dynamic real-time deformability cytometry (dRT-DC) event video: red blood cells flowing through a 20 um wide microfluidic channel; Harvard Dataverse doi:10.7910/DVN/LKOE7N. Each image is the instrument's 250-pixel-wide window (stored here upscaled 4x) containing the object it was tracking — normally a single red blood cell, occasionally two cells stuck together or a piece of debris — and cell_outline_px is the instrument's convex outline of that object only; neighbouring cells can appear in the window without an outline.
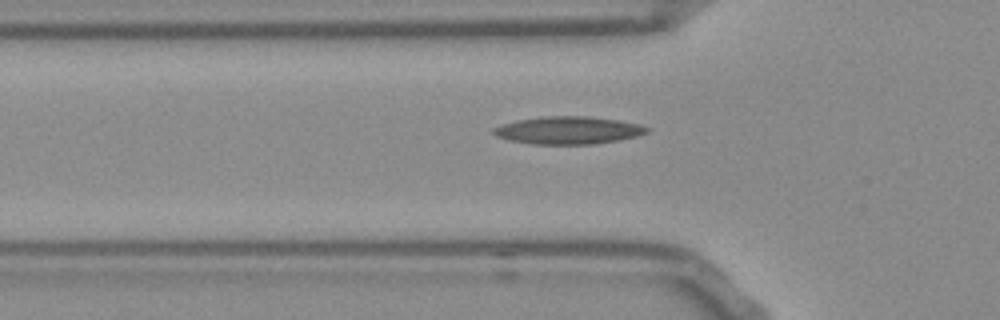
{"species": "Egyptian fruit bat (a non-hibernating species)", "species_latin": "Rousettus aegyptiacus", "temperature_condition": "room temperature", "stored_images_in_passage": 38, "camera_frame_rate_fps": 3000, "um_per_image_px": 0.085, "frame": {"image": 1, "passage_image": 7, "time_ms": 2.0, "image_size_px": [1000, 320], "cell_outline_px": [[648, 132], [636, 136], [620, 140], [592, 144], [532, 144], [508, 140], [496, 136], [492, 132], [492, 128], [516, 120], [544, 116], [588, 116], [620, 120], [640, 124], [648, 128]], "centroid_in_image_um": [48.29, 11.07], "position_along_channel_um": 77.5, "area_um2": 24.74}}
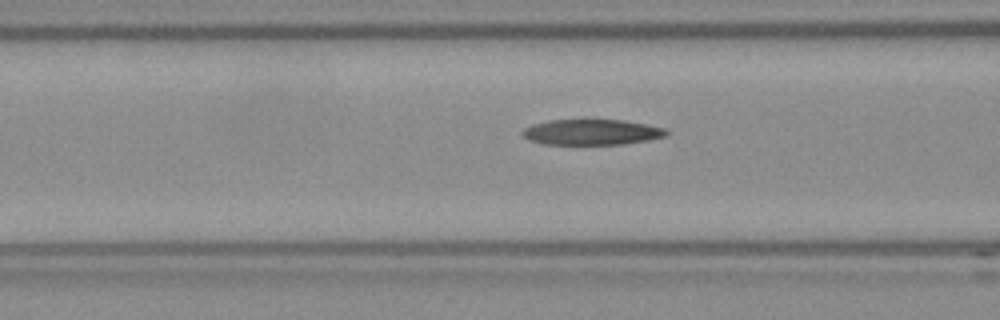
{"frame": {"image": 2, "passage_image": 10, "time_ms": 3.0, "image_size_px": [1000, 320], "cell_outline_px": [[668, 136], [648, 140], [624, 144], [544, 144], [532, 140], [524, 136], [520, 132], [524, 128], [532, 124], [548, 120], [624, 120], [648, 124], [664, 128], [668, 132]], "centroid_in_image_um": [50.32, 11.22], "position_along_channel_um": 116.3, "area_um2": 21.44}}
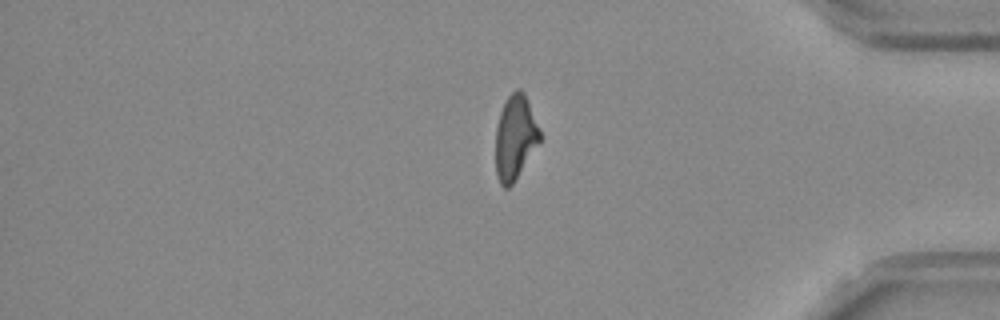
{"frame": {"image": 3, "passage_image": 34, "time_ms": 11.0, "image_size_px": [1000, 320], "cell_outline_px": [[540, 140], [512, 184], [508, 188], [504, 188], [500, 184], [496, 172], [496, 128], [500, 112], [508, 96], [516, 88], [520, 88], [524, 92], [528, 100], [540, 128]], "centroid_in_image_um": [43.78, 11.64], "position_along_channel_um": 391.4, "area_um2": 21.5}}